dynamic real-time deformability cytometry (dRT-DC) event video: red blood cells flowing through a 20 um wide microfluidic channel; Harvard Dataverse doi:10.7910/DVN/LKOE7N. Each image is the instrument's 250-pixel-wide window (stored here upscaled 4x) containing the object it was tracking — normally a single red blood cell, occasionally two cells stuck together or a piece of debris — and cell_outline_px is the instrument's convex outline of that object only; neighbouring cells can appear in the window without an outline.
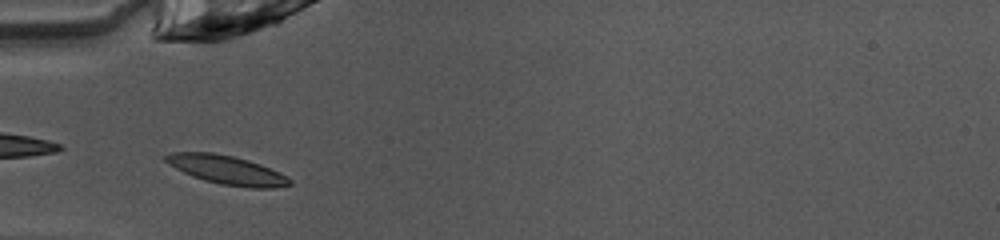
{"species": "common noctule bat (a hibernating species)", "species_latin": "Nyctalus noctula", "temperature_condition": "warm", "stored_images_in_passage": 35, "camera_frame_rate_fps": 3000, "um_per_image_px": 0.085, "animal": {"sex": "female", "body_mass_g": 10.0, "forearm_length_mm": 53.1}, "frame": {"image": 1, "passage_image": 2, "time_ms": 0.333, "image_size_px": [1000, 240], "cell_outline_px": [[292, 184], [276, 188], [248, 188], [220, 184], [204, 180], [192, 176], [168, 164], [164, 160], [164, 156], [172, 152], [212, 152], [232, 156], [248, 160], [260, 164], [288, 176], [292, 180]], "centroid_in_image_um": [19.3, 14.45], "position_along_channel_um": 65.7, "area_um2": 20.87}}
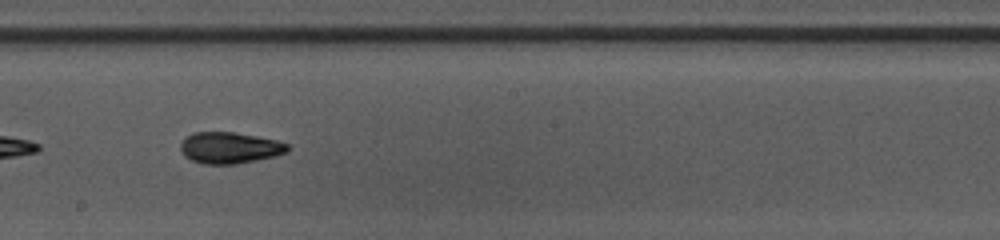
{"frame": {"image": 2, "passage_image": 14, "time_ms": 4.333, "image_size_px": [1000, 240], "cell_outline_px": [[288, 152], [256, 160], [236, 164], [204, 164], [192, 160], [184, 156], [180, 148], [180, 144], [192, 132], [236, 132], [276, 140], [288, 144]], "centroid_in_image_um": [19.51, 12.56], "position_along_channel_um": 228.7, "area_um2": 19.42}}
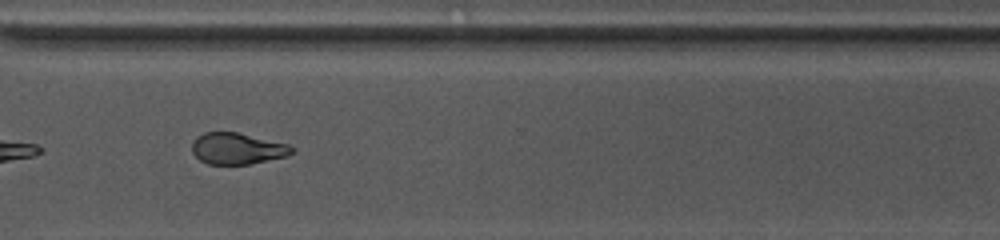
{"frame": {"image": 3, "passage_image": 23, "time_ms": 7.333, "image_size_px": [1000, 240], "cell_outline_px": [[292, 152], [288, 156], [248, 164], [208, 164], [200, 160], [192, 152], [192, 140], [196, 136], [204, 132], [236, 132], [288, 144], [292, 148]], "centroid_in_image_um": [20.12, 12.62], "position_along_channel_um": 350.5, "area_um2": 18.15}, "authors_computed_cell_mechanics": {"area_um2": 19.363, "velocity_mm_per_s": 4.0823, "shape_relaxation_time_tau1_ms": 3.2604, "shape_relaxation_time_tau2_ms": 4.1108, "deformation_change_tau1": 0.1575, "deformation_change_tau2": 0.0856}}